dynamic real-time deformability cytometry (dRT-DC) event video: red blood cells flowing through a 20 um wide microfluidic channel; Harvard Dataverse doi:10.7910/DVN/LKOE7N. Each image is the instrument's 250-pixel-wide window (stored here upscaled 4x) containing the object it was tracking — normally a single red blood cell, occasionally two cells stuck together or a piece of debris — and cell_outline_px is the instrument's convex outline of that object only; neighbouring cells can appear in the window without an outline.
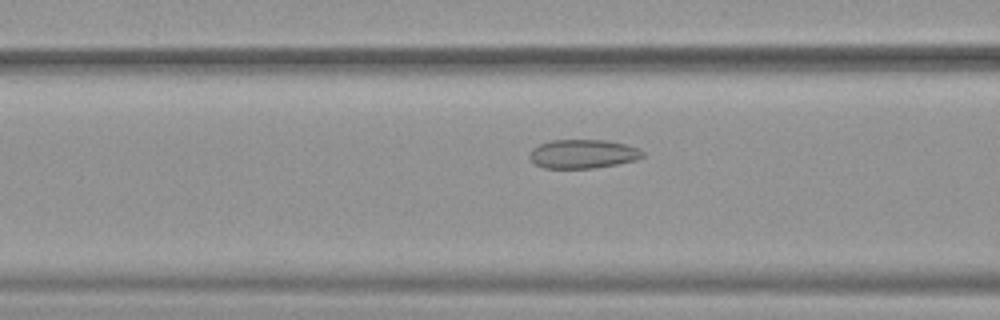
{"species": "common noctule bat (a hibernating species)", "species_latin": "Nyctalus noctula", "temperature_condition": "warm", "stored_images_in_passage": 52, "camera_frame_rate_fps": 3000, "um_per_image_px": 0.085, "animal": {"sex": "female", "body_mass_g": 19.9}, "frame": {"image": 1, "passage_image": 21, "time_ms": 6.667, "image_size_px": [1000, 320], "cell_outline_px": [[644, 156], [636, 160], [616, 164], [592, 168], [544, 168], [536, 164], [528, 156], [532, 148], [540, 144], [552, 140], [604, 140], [624, 144], [640, 148], [644, 152]], "centroid_in_image_um": [49.55, 13.08], "position_along_channel_um": 117.0, "area_um2": 18.96}}
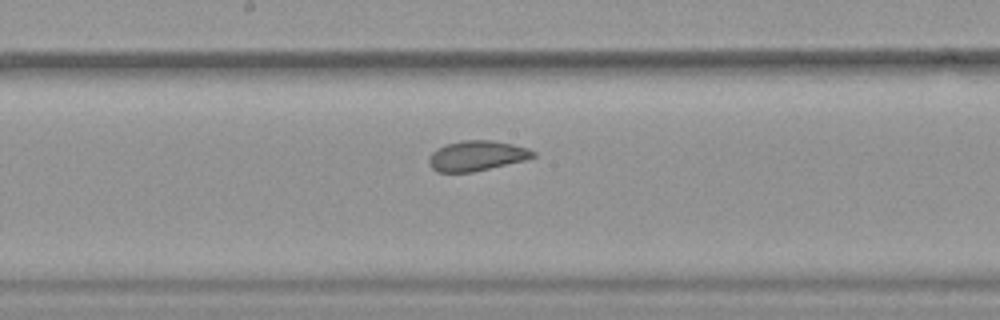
{"frame": {"image": 2, "passage_image": 28, "time_ms": 9.0, "image_size_px": [1000, 320], "cell_outline_px": [[536, 156], [524, 160], [472, 172], [436, 172], [428, 164], [428, 160], [432, 152], [444, 144], [460, 140], [492, 140], [512, 144], [528, 148], [536, 152]], "centroid_in_image_um": [40.5, 13.23], "position_along_channel_um": 207.7, "area_um2": 18.32}}
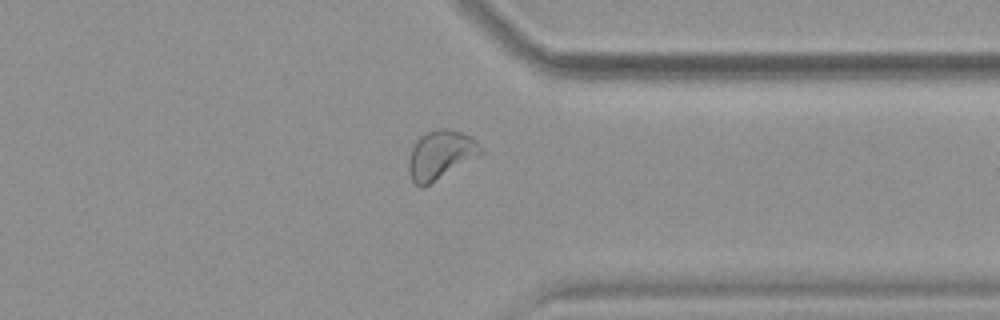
{"frame": {"image": 3, "passage_image": 41, "time_ms": 13.333, "image_size_px": [1000, 320], "cell_outline_px": [[484, 152], [424, 188], [420, 188], [412, 180], [408, 172], [408, 160], [412, 148], [416, 140], [420, 136], [428, 132], [440, 128], [448, 128], [460, 132], [476, 140], [484, 148]], "centroid_in_image_um": [37.43, 13.17], "position_along_channel_um": 374.0, "area_um2": 20.52}, "authors_computed_cell_mechanics": {"area_um2": 21.5594, "velocity_mm_per_s": 3.8999, "shape_relaxation_time_tau1_ms": null, "shape_relaxation_time_tau2_ms": 1.0606, "deformation_change_tau1": null, "deformation_change_tau2": 0.0657}}